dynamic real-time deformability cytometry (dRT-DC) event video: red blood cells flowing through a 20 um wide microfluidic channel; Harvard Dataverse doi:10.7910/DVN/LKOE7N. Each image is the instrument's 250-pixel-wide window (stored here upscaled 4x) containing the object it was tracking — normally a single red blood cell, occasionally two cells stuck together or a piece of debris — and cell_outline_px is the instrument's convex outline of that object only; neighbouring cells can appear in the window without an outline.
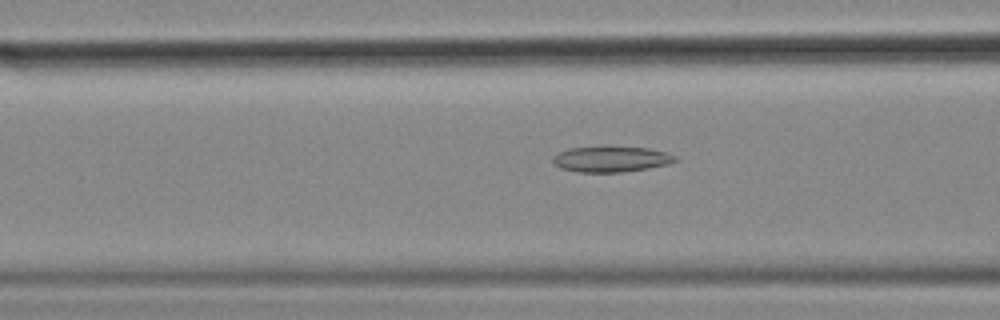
{"species": "common noctule bat (a hibernating species)", "species_latin": "Nyctalus noctula", "temperature_condition": "cold", "stored_images_in_passage": 52, "camera_frame_rate_fps": 3000, "um_per_image_px": 0.085, "animal": {"sex": "female", "body_mass_g": 18.4}, "frame": {"image": 1, "passage_image": 22, "time_ms": 7.0, "image_size_px": [1000, 320], "cell_outline_px": [[676, 160], [668, 164], [648, 168], [620, 172], [576, 172], [560, 168], [552, 160], [552, 156], [568, 148], [604, 144], [608, 144], [648, 148], [664, 152], [676, 156]], "centroid_in_image_um": [51.89, 13.48], "position_along_channel_um": 114.7, "area_um2": 18.96}}
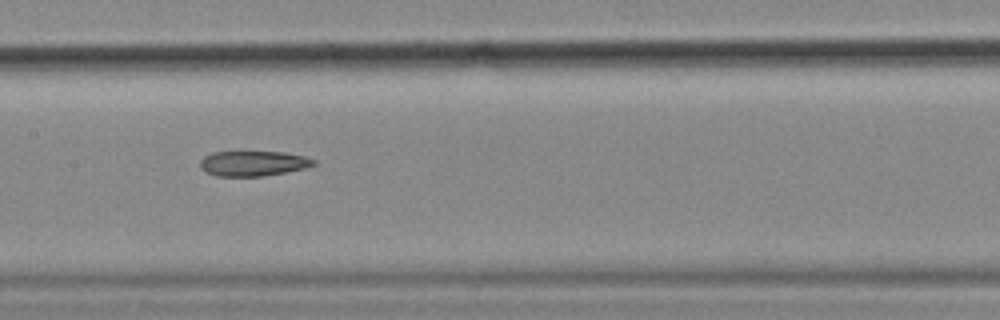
{"frame": {"image": 2, "passage_image": 28, "time_ms": 9.0, "image_size_px": [1000, 320], "cell_outline_px": [[316, 164], [304, 168], [288, 172], [260, 176], [216, 176], [204, 172], [200, 168], [200, 160], [204, 156], [212, 152], [240, 148], [284, 152], [304, 156], [316, 160]], "centroid_in_image_um": [21.46, 13.83], "position_along_channel_um": 185.9, "area_um2": 17.74}}
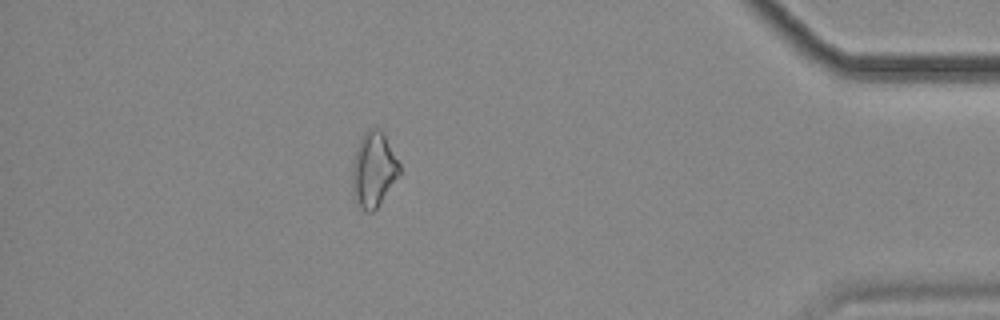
{"frame": {"image": 3, "passage_image": 50, "time_ms": 16.333, "image_size_px": [1000, 320], "cell_outline_px": [[400, 172], [376, 208], [372, 212], [364, 212], [356, 200], [352, 192], [352, 164], [356, 148], [364, 132], [368, 128], [380, 128], [400, 164]], "centroid_in_image_um": [31.72, 14.4], "position_along_channel_um": 403.5, "area_um2": 20.29}}